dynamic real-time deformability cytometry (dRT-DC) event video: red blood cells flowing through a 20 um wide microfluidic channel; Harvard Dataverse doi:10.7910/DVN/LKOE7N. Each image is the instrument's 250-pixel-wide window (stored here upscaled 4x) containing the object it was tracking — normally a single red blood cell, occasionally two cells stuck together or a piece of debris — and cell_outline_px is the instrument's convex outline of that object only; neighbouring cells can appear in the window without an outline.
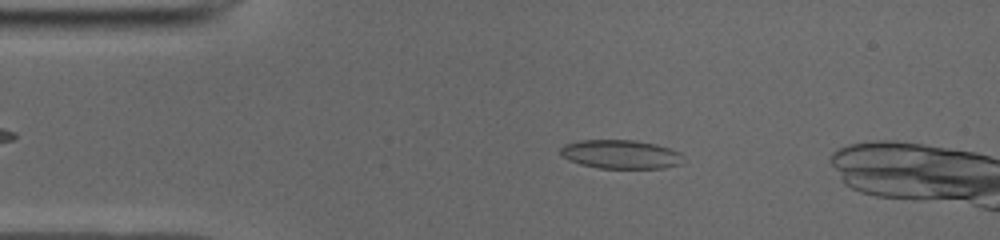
{"species": "common noctule bat (a hibernating species)", "species_latin": "Nyctalus noctula", "temperature_condition": "cold", "stored_images_in_passage": 44, "camera_frame_rate_fps": 3000, "um_per_image_px": 0.085, "animal": {"sex": "male", "body_mass_g": 19.0, "forearm_length_mm": 50.8}, "frame": {"image": 1, "passage_image": 9, "time_ms": 2.667, "image_size_px": [1000, 240], "cell_outline_px": [[680, 164], [664, 168], [600, 168], [580, 164], [568, 160], [560, 156], [560, 148], [564, 144], [580, 140], [636, 140], [656, 144], [680, 152]], "centroid_in_image_um": [52.69, 13.11], "position_along_channel_um": 32.3, "area_um2": 20.58}}
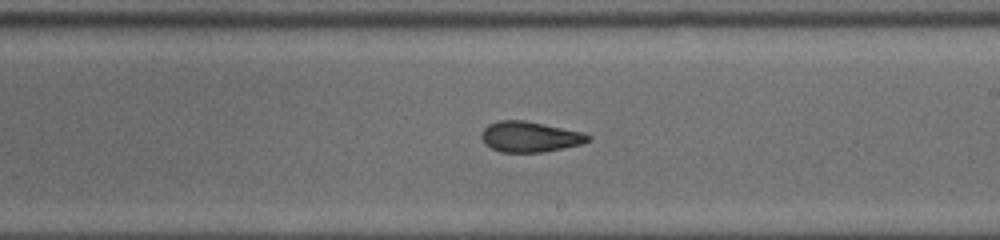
{"frame": {"image": 2, "passage_image": 28, "time_ms": 9.0, "image_size_px": [1000, 240], "cell_outline_px": [[592, 140], [580, 144], [544, 152], [500, 152], [492, 148], [480, 136], [484, 128], [488, 124], [500, 120], [524, 120], [580, 132], [592, 136]], "centroid_in_image_um": [45.04, 11.62], "position_along_channel_um": 244.0, "area_um2": 18.67}}
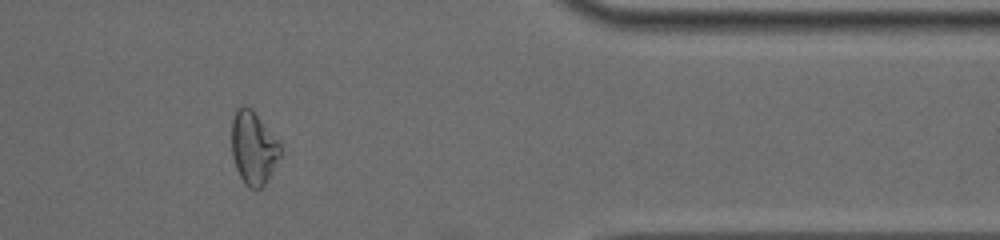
{"frame": {"image": 3, "passage_image": 41, "time_ms": 13.333, "image_size_px": [1000, 240], "cell_outline_px": [[280, 156], [264, 184], [260, 188], [252, 188], [244, 184], [236, 168], [232, 156], [232, 120], [236, 108], [240, 104], [244, 104], [252, 108], [280, 144]], "centroid_in_image_um": [21.5, 12.52], "position_along_channel_um": 389.9, "area_um2": 20.52}, "authors_computed_cell_mechanics": {"area_um2": 20.0566, "velocity_mm_per_s": 3.9352, "shape_relaxation_time_tau1_ms": 4.6714, "shape_relaxation_time_tau2_ms": 2.1916, "deformation_change_tau1": 0.1213, "deformation_change_tau2": 0.0881}}